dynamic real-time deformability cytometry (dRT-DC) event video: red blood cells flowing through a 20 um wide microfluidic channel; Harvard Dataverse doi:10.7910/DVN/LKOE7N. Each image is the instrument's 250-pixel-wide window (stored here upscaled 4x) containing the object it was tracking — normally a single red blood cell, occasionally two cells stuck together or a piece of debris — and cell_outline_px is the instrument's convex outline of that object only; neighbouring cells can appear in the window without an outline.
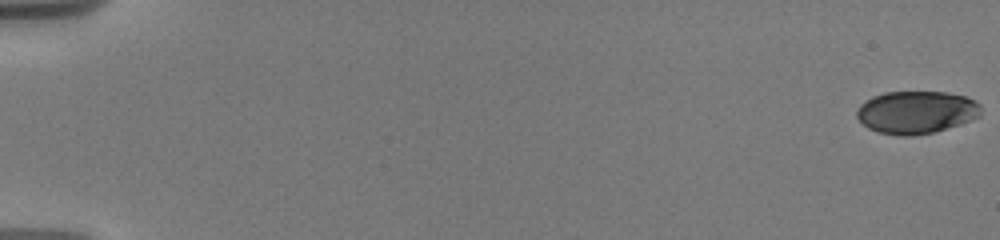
{"species": "human", "species_latin": "Homo sapiens", "temperature_condition": "warm", "stored_images_in_passage": 99, "camera_frame_rate_fps": 3000, "um_per_image_px": 0.085, "donor": {"sex": "male"}, "frame": {"image": 1, "passage_image": 1, "time_ms": 0.0, "image_size_px": [1000, 240], "cell_outline_px": [[980, 116], [972, 120], [936, 132], [912, 136], [900, 136], [876, 132], [868, 128], [856, 116], [856, 112], [860, 104], [872, 96], [884, 92], [948, 92], [968, 96], [976, 100], [980, 104]], "centroid_in_image_um": [77.9, 9.54], "position_along_channel_um": 7.1, "area_um2": 31.27}}
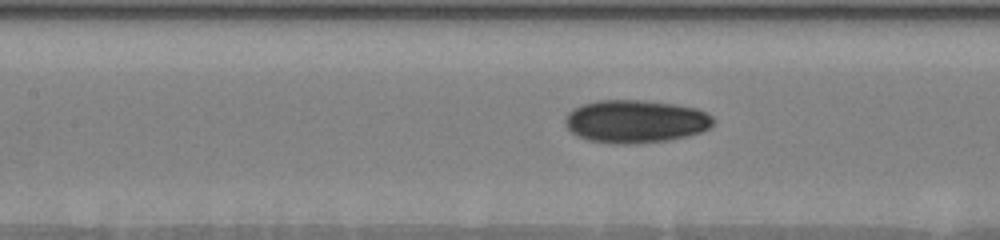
{"frame": {"image": 2, "passage_image": 45, "time_ms": 9.0, "image_size_px": [1000, 240], "cell_outline_px": [[716, 120], [708, 128], [700, 132], [688, 136], [668, 140], [620, 144], [588, 140], [572, 132], [564, 124], [564, 116], [572, 108], [596, 100], [644, 100], [676, 104], [696, 108], [712, 116]], "centroid_in_image_um": [54.01, 10.3], "position_along_channel_um": 153.4, "area_um2": 36.99}}
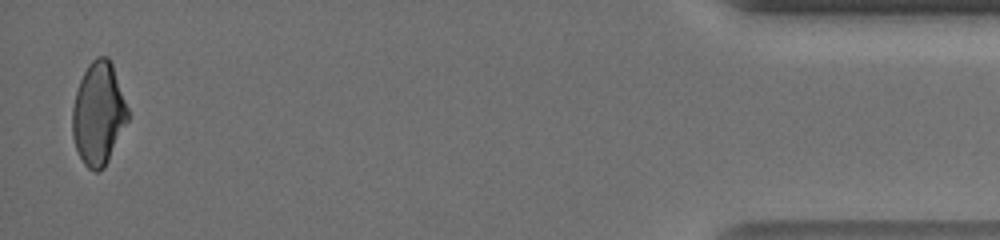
{"frame": {"image": 3, "passage_image": 96, "time_ms": 18.333, "image_size_px": [1000, 240], "cell_outline_px": [[128, 120], [104, 168], [100, 172], [96, 172], [88, 168], [84, 164], [76, 148], [72, 136], [72, 108], [76, 92], [80, 80], [88, 64], [96, 56], [108, 56], [112, 64], [128, 108]], "centroid_in_image_um": [8.35, 9.66], "position_along_channel_um": 426.8, "area_um2": 33.06}, "authors_computed_cell_mechanics": {"area_um2": 33.9286, "velocity_mm_per_s": 3.7021, "shape_relaxation_time_tau1_ms": 5.3446, "shape_relaxation_time_tau2_ms": 2.8634, "deformation_change_tau1": 0.1653, "deformation_change_tau2": 0.0667}}